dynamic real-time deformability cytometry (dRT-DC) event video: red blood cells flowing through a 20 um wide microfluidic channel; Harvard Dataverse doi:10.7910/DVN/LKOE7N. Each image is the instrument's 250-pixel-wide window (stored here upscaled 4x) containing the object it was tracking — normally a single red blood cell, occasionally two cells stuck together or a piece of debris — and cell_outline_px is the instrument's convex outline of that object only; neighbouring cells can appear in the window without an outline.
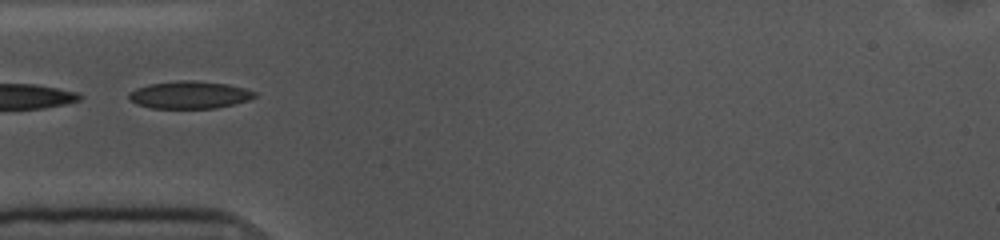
{"species": "common noctule bat (a hibernating species)", "species_latin": "Nyctalus noctula", "temperature_condition": "cold", "stored_images_in_passage": 9, "camera_frame_rate_fps": 3000, "um_per_image_px": 0.085, "animal": {"sex": "female", "body_mass_g": 10.0, "forearm_length_mm": 53.1}, "frame": {"image": 1, "passage_image": 1, "time_ms": 0.0, "image_size_px": [1000, 240], "cell_outline_px": [[256, 96], [248, 100], [216, 108], [152, 108], [136, 104], [128, 96], [128, 92], [136, 88], [148, 84], [180, 80], [192, 80], [228, 84], [244, 88], [256, 92]], "centroid_in_image_um": [16.09, 8.06], "position_along_channel_um": 68.9, "area_um2": 20.06}}
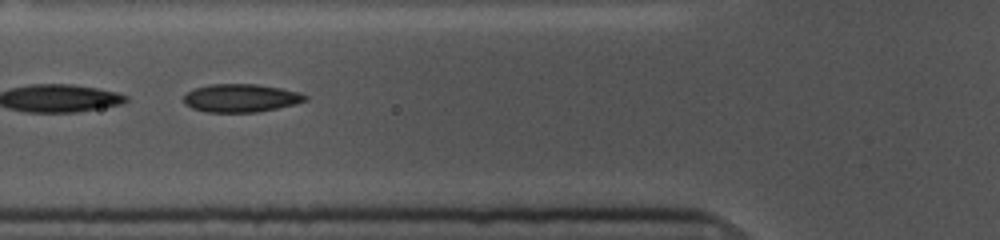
{"frame": {"image": 2, "passage_image": 4, "time_ms": 1.0, "image_size_px": [1000, 240], "cell_outline_px": [[308, 100], [296, 104], [256, 112], [208, 112], [192, 108], [184, 104], [184, 96], [188, 92], [196, 88], [212, 84], [256, 84], [280, 88], [300, 92], [308, 96]], "centroid_in_image_um": [20.5, 8.33], "position_along_channel_um": 105.3, "area_um2": 19.83}}